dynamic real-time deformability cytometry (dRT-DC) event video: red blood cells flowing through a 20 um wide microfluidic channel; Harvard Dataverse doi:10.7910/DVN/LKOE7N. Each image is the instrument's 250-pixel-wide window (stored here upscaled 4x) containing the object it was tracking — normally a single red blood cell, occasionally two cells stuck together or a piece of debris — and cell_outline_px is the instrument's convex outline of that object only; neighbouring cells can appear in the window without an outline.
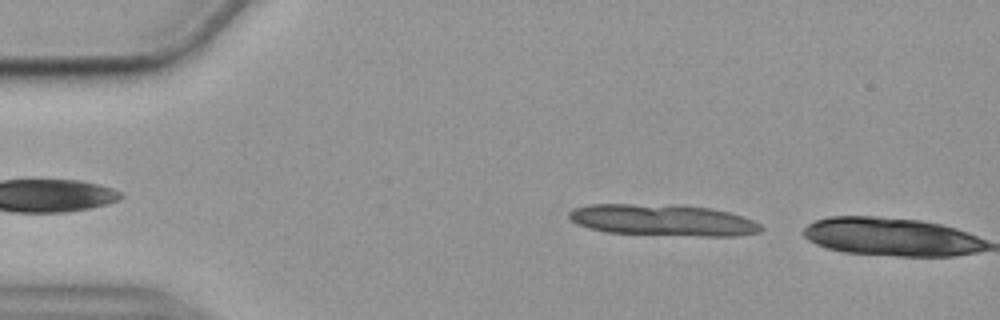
{"species": "common noctule bat (a hibernating species)", "species_latin": "Nyctalus noctula", "temperature_condition": "cold", "stored_images_in_passage": 5, "camera_frame_rate_fps": 3000, "um_per_image_px": 0.085, "animal": {"sex": "female", "body_mass_g": 19.9}, "frame": {"image": 1, "passage_image": 4, "time_ms": 1.0, "image_size_px": [1000, 320], "cell_outline_px": [[764, 228], [760, 232], [736, 236], [700, 236], [608, 232], [588, 228], [572, 220], [568, 216], [568, 212], [572, 208], [588, 204], [680, 204], [712, 208], [728, 212], [752, 220], [760, 224]], "centroid_in_image_um": [56.35, 18.69], "position_along_channel_um": 28.7, "area_um2": 35.37}}